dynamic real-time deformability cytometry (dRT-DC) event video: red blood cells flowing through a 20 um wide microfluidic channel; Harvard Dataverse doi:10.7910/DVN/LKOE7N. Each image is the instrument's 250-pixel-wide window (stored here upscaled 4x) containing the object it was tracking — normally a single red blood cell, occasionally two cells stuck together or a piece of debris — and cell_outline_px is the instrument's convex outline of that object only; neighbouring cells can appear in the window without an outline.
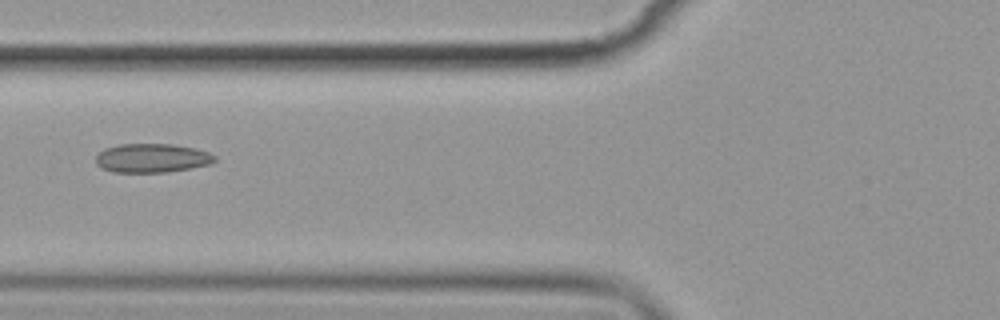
{"species": "common noctule bat (a hibernating species)", "species_latin": "Nyctalus noctula", "temperature_condition": "cold", "stored_images_in_passage": 5, "camera_frame_rate_fps": 3000, "um_per_image_px": 0.085, "animal": {"sex": "female", "body_mass_g": 19.9}, "frame": {"image": 1, "passage_image": 2, "time_ms": 1.333, "image_size_px": [1000, 320], "cell_outline_px": [[216, 160], [208, 164], [168, 172], [112, 172], [100, 168], [96, 164], [96, 156], [104, 148], [120, 144], [172, 144], [196, 148], [208, 152], [216, 156]], "centroid_in_image_um": [12.88, 13.43], "position_along_channel_um": 112.9, "area_um2": 20.06}}
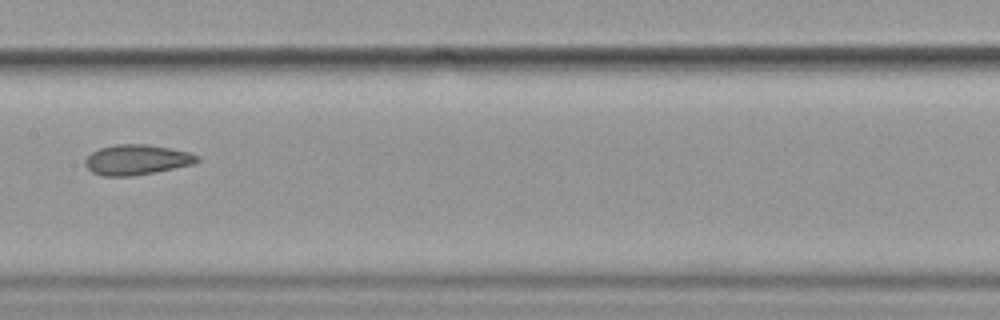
{"frame": {"image": 2, "passage_image": 4, "time_ms": 3.667, "image_size_px": [1000, 320], "cell_outline_px": [[200, 160], [192, 164], [156, 172], [132, 176], [104, 176], [92, 172], [84, 164], [84, 160], [92, 152], [100, 148], [116, 144], [148, 144], [188, 152], [200, 156]], "centroid_in_image_um": [11.61, 13.58], "position_along_channel_um": 195.8, "area_um2": 19.65}}
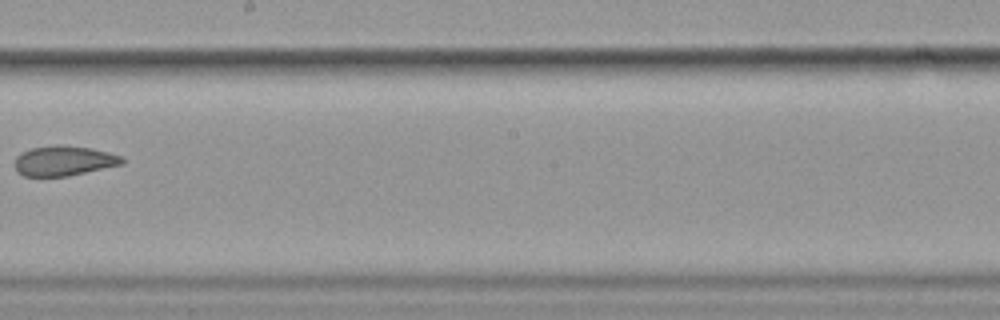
{"frame": {"image": 3, "passage_image": 5, "time_ms": 5.0, "image_size_px": [1000, 320], "cell_outline_px": [[124, 164], [68, 176], [24, 176], [16, 172], [12, 164], [16, 156], [20, 152], [32, 148], [56, 144], [64, 144], [92, 148], [124, 156]], "centroid_in_image_um": [5.4, 13.66], "position_along_channel_um": 242.8, "area_um2": 19.25}}